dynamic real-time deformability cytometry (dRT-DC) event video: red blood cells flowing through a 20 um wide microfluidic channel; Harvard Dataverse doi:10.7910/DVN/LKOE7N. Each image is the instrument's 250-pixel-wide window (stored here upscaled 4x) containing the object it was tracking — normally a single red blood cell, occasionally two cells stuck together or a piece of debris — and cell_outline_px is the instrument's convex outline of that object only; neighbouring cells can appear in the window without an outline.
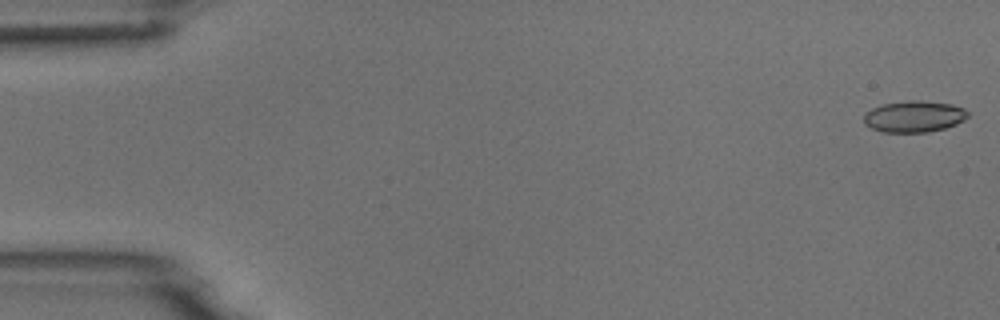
{"species": "common noctule bat (a hibernating species)", "species_latin": "Nyctalus noctula", "temperature_condition": "room temperature", "stored_images_in_passage": 5, "camera_frame_rate_fps": 3000, "um_per_image_px": 0.085, "animal": {"sex": "male", "body_mass_g": 18.8}, "frame": {"image": 1, "passage_image": 1, "time_ms": 0.0, "image_size_px": [1000, 320], "cell_outline_px": [[968, 116], [964, 120], [956, 124], [944, 128], [928, 132], [884, 132], [872, 128], [864, 124], [864, 112], [872, 108], [884, 104], [908, 100], [920, 100], [952, 104], [964, 108], [968, 112]], "centroid_in_image_um": [77.69, 9.89], "position_along_channel_um": 7.3, "area_um2": 19.07}}
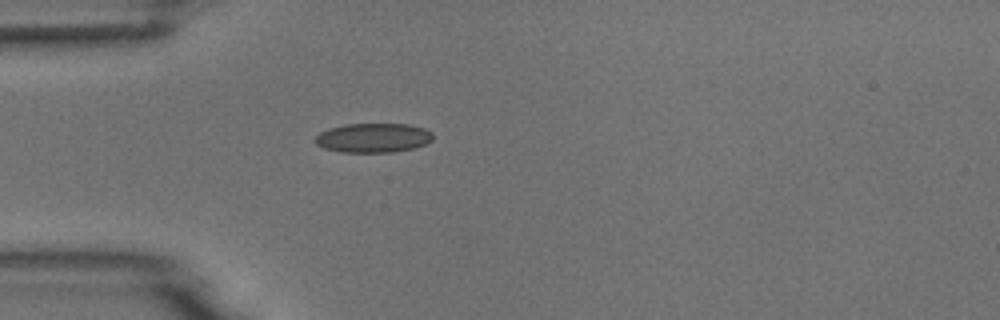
{"frame": {"image": 2, "passage_image": 5, "time_ms": 4.667, "image_size_px": [1000, 320], "cell_outline_px": [[432, 140], [416, 148], [392, 152], [340, 152], [324, 148], [316, 144], [312, 140], [320, 132], [328, 128], [344, 124], [408, 124], [424, 128], [432, 132]], "centroid_in_image_um": [31.69, 11.71], "position_along_channel_um": 53.3, "area_um2": 20.29}}